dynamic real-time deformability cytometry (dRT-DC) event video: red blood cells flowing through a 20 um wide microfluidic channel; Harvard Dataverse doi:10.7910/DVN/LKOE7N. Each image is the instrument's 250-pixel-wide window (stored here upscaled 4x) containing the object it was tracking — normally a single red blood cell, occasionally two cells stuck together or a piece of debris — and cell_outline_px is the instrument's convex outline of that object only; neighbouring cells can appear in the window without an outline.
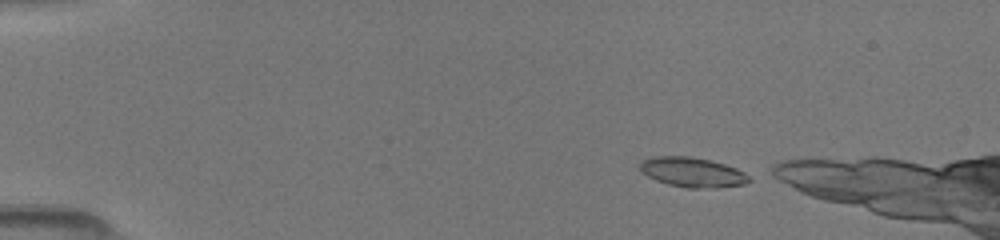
{"species": "common noctule bat (a hibernating species)", "species_latin": "Nyctalus noctula", "temperature_condition": "room temperature", "stored_images_in_passage": 35, "camera_frame_rate_fps": 3000, "um_per_image_px": 0.085, "animal": {"sex": "female", "body_mass_g": 19.5, "forearm_length_mm": 54.1}, "frame": {"image": 1, "passage_image": 1, "time_ms": 0.0, "image_size_px": [1000, 240], "cell_outline_px": [[752, 180], [744, 184], [716, 188], [688, 188], [668, 184], [656, 180], [640, 172], [640, 160], [652, 156], [692, 156], [724, 164], [736, 168], [744, 172]], "centroid_in_image_um": [58.83, 14.64], "position_along_channel_um": 26.2, "area_um2": 19.02}}
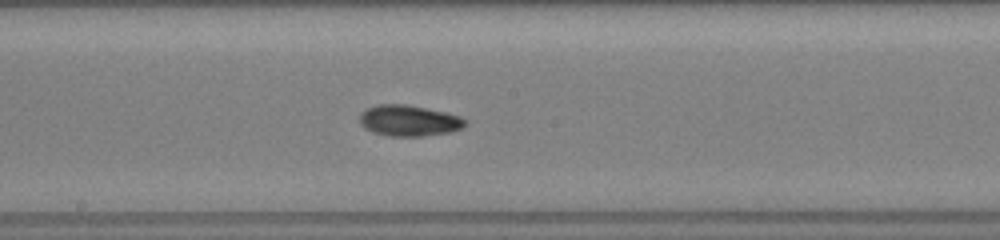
{"frame": {"image": 2, "passage_image": 20, "time_ms": 6.667, "image_size_px": [1000, 240], "cell_outline_px": [[468, 124], [452, 132], [420, 136], [388, 136], [372, 132], [364, 128], [360, 124], [360, 116], [368, 108], [376, 104], [404, 104], [444, 112], [460, 116]], "centroid_in_image_um": [34.75, 10.26], "position_along_channel_um": 213.5, "area_um2": 18.9}}
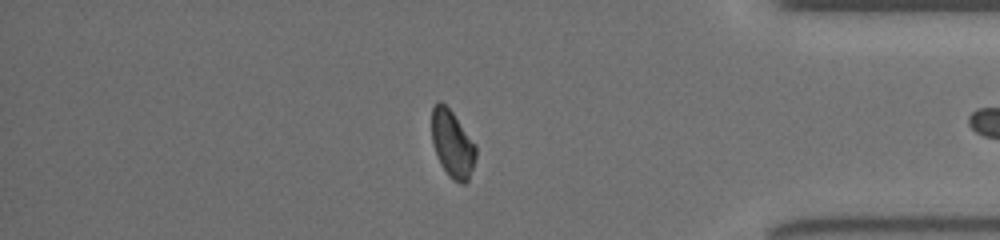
{"frame": {"image": 3, "passage_image": 33, "time_ms": 11.667, "image_size_px": [1000, 240], "cell_outline_px": [[476, 156], [468, 180], [464, 184], [460, 184], [452, 180], [448, 176], [440, 164], [432, 144], [432, 108], [440, 100], [452, 112], [476, 144]], "centroid_in_image_um": [38.45, 12.27], "position_along_channel_um": 396.8, "area_um2": 17.28}}